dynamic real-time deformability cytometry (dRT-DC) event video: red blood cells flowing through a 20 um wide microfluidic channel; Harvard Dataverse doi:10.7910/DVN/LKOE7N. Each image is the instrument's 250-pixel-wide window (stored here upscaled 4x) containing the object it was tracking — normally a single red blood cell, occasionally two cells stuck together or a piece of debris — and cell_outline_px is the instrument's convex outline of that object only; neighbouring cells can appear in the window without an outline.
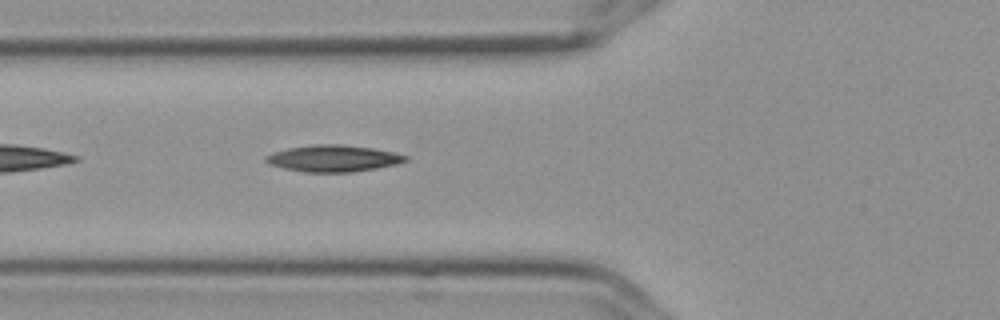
{"species": "Egyptian fruit bat (a non-hibernating species)", "species_latin": "Rousettus aegyptiacus", "temperature_condition": "cold", "stored_images_in_passage": 4, "camera_frame_rate_fps": 3000, "um_per_image_px": 0.085, "frame": {"image": 1, "passage_image": 4, "time_ms": 1.0, "image_size_px": [1000, 320], "cell_outline_px": [[408, 160], [396, 164], [376, 168], [352, 172], [304, 172], [284, 168], [268, 164], [264, 160], [264, 156], [288, 148], [312, 144], [340, 144], [372, 148], [392, 152], [408, 156]], "centroid_in_image_um": [28.31, 13.46], "position_along_channel_um": 97.5, "area_um2": 21.56}}